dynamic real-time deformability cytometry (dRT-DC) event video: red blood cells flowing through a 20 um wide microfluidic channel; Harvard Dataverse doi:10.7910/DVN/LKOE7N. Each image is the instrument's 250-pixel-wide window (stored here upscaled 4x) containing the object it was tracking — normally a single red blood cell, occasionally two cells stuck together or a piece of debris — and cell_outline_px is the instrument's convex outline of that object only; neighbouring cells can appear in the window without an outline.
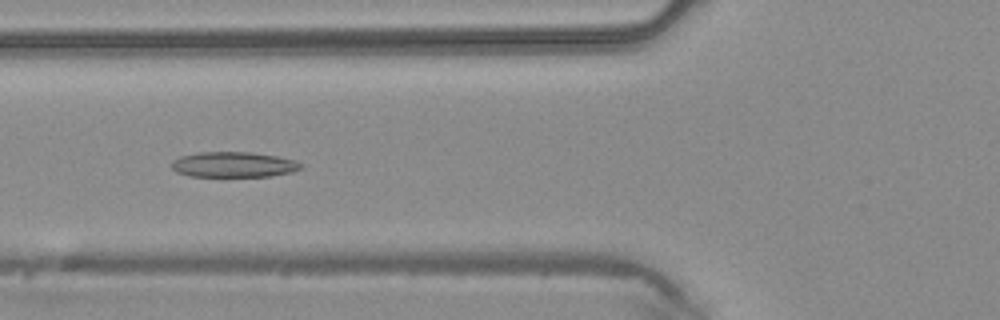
{"species": "common noctule bat (a hibernating species)", "species_latin": "Nyctalus noctula", "temperature_condition": "warm", "stored_images_in_passage": 45, "camera_frame_rate_fps": 3000, "um_per_image_px": 0.085, "animal": {"sex": "male", "body_mass_g": 20.4}, "frame": {"image": 1, "passage_image": 17, "time_ms": 5.333, "image_size_px": [1000, 320], "cell_outline_px": [[304, 168], [292, 172], [272, 176], [192, 176], [176, 172], [172, 168], [172, 160], [180, 156], [200, 152], [252, 152], [276, 156], [296, 160], [304, 164]], "centroid_in_image_um": [19.91, 13.98], "position_along_channel_um": 105.9, "area_um2": 19.25}}
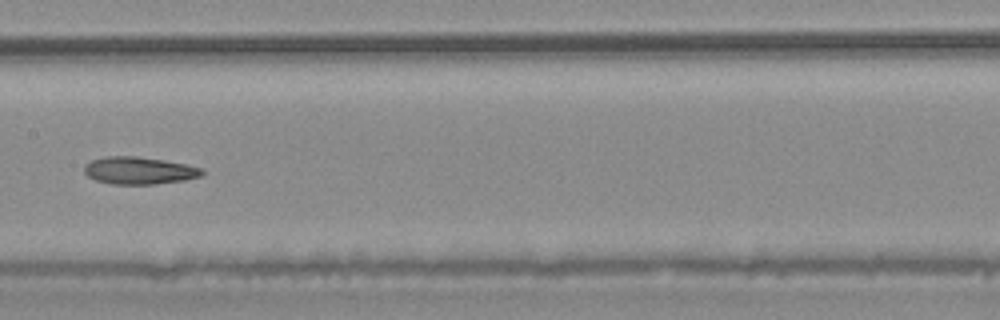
{"frame": {"image": 2, "passage_image": 23, "time_ms": 7.333, "image_size_px": [1000, 320], "cell_outline_px": [[204, 172], [200, 176], [184, 180], [156, 184], [112, 184], [96, 180], [88, 176], [84, 172], [84, 164], [92, 160], [104, 156], [136, 156], [164, 160], [188, 164], [204, 168]], "centroid_in_image_um": [11.83, 14.49], "position_along_channel_um": 195.6, "area_um2": 18.9}}
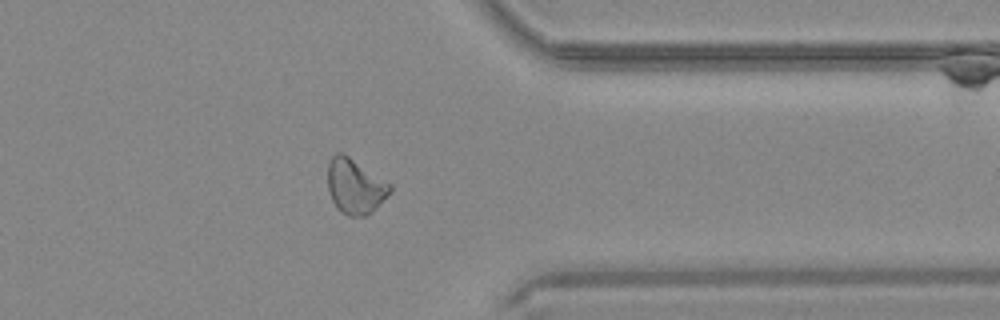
{"frame": {"image": 3, "passage_image": 36, "time_ms": 11.667, "image_size_px": [1000, 320], "cell_outline_px": [[392, 192], [372, 212], [364, 216], [348, 216], [340, 212], [336, 208], [332, 200], [328, 188], [328, 164], [332, 156], [336, 152], [340, 152], [348, 156], [392, 184]], "centroid_in_image_um": [30.19, 15.85], "position_along_channel_um": 381.2, "area_um2": 20.06}}